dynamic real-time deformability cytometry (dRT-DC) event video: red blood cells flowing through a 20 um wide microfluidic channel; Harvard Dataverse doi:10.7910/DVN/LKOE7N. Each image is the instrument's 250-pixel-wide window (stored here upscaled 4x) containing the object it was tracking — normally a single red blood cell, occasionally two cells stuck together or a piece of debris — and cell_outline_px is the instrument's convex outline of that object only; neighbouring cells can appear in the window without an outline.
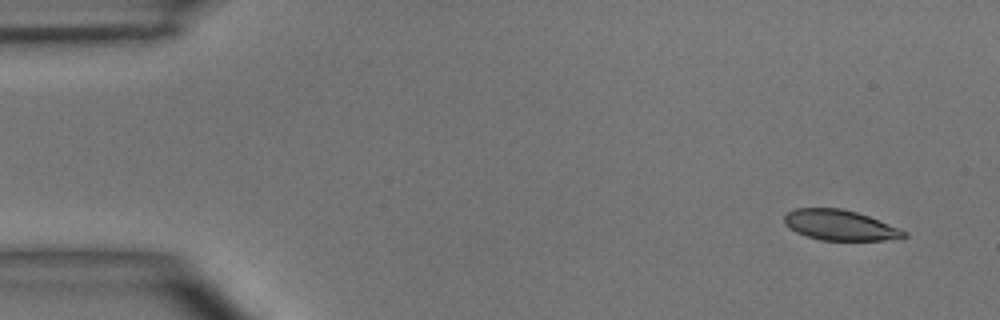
{"species": "common noctule bat (a hibernating species)", "species_latin": "Nyctalus noctula", "temperature_condition": "room temperature", "stored_images_in_passage": 4, "camera_frame_rate_fps": 3000, "um_per_image_px": 0.085, "animal": {"sex": "male", "body_mass_g": 15.6}, "frame": {"image": 1, "passage_image": 1, "time_ms": 0.0, "image_size_px": [1000, 320], "cell_outline_px": [[908, 236], [884, 240], [820, 240], [796, 232], [784, 224], [784, 216], [788, 212], [796, 208], [840, 208], [856, 212], [868, 216], [900, 228], [908, 232]], "centroid_in_image_um": [71.39, 19.14], "position_along_channel_um": 13.6, "area_um2": 21.04}}
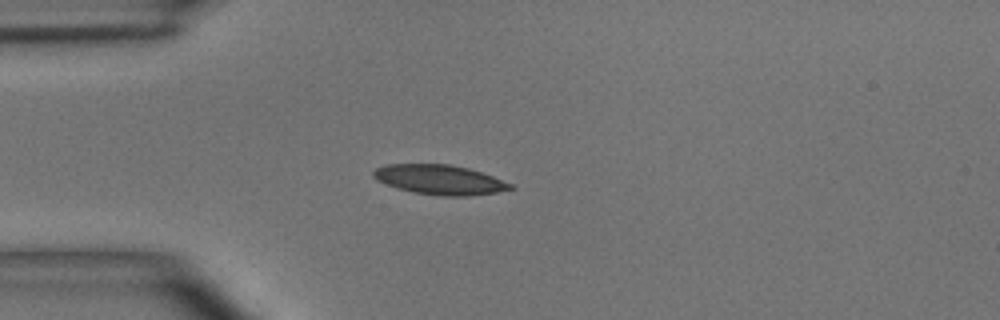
{"frame": {"image": 2, "passage_image": 4, "time_ms": 3.333, "image_size_px": [1000, 320], "cell_outline_px": [[516, 188], [496, 192], [468, 196], [440, 196], [412, 192], [396, 188], [376, 180], [372, 176], [372, 172], [376, 168], [384, 164], [448, 164], [468, 168], [492, 176], [512, 184]], "centroid_in_image_um": [37.33, 15.28], "position_along_channel_um": 47.7, "area_um2": 23.76}}